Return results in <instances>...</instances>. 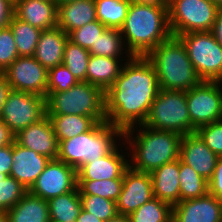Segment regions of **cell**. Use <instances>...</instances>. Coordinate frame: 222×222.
Segmentation results:
<instances>
[{
  "label": "cell",
  "mask_w": 222,
  "mask_h": 222,
  "mask_svg": "<svg viewBox=\"0 0 222 222\" xmlns=\"http://www.w3.org/2000/svg\"><path fill=\"white\" fill-rule=\"evenodd\" d=\"M130 4L143 5L159 9H169L168 0H129Z\"/></svg>",
  "instance_id": "45"
},
{
  "label": "cell",
  "mask_w": 222,
  "mask_h": 222,
  "mask_svg": "<svg viewBox=\"0 0 222 222\" xmlns=\"http://www.w3.org/2000/svg\"><path fill=\"white\" fill-rule=\"evenodd\" d=\"M12 144L0 148V174L10 176L12 168Z\"/></svg>",
  "instance_id": "42"
},
{
  "label": "cell",
  "mask_w": 222,
  "mask_h": 222,
  "mask_svg": "<svg viewBox=\"0 0 222 222\" xmlns=\"http://www.w3.org/2000/svg\"><path fill=\"white\" fill-rule=\"evenodd\" d=\"M196 133L219 157H222V120L199 127Z\"/></svg>",
  "instance_id": "40"
},
{
  "label": "cell",
  "mask_w": 222,
  "mask_h": 222,
  "mask_svg": "<svg viewBox=\"0 0 222 222\" xmlns=\"http://www.w3.org/2000/svg\"><path fill=\"white\" fill-rule=\"evenodd\" d=\"M3 73L11 90L47 97L48 70L34 56H19Z\"/></svg>",
  "instance_id": "12"
},
{
  "label": "cell",
  "mask_w": 222,
  "mask_h": 222,
  "mask_svg": "<svg viewBox=\"0 0 222 222\" xmlns=\"http://www.w3.org/2000/svg\"><path fill=\"white\" fill-rule=\"evenodd\" d=\"M76 222H103L99 218L95 217L93 214L81 209Z\"/></svg>",
  "instance_id": "48"
},
{
  "label": "cell",
  "mask_w": 222,
  "mask_h": 222,
  "mask_svg": "<svg viewBox=\"0 0 222 222\" xmlns=\"http://www.w3.org/2000/svg\"><path fill=\"white\" fill-rule=\"evenodd\" d=\"M192 126L199 127L222 120V81H204L186 91Z\"/></svg>",
  "instance_id": "11"
},
{
  "label": "cell",
  "mask_w": 222,
  "mask_h": 222,
  "mask_svg": "<svg viewBox=\"0 0 222 222\" xmlns=\"http://www.w3.org/2000/svg\"><path fill=\"white\" fill-rule=\"evenodd\" d=\"M47 116L46 98L37 94L11 90L2 107L0 119L16 135Z\"/></svg>",
  "instance_id": "10"
},
{
  "label": "cell",
  "mask_w": 222,
  "mask_h": 222,
  "mask_svg": "<svg viewBox=\"0 0 222 222\" xmlns=\"http://www.w3.org/2000/svg\"><path fill=\"white\" fill-rule=\"evenodd\" d=\"M28 192L19 181L6 174H0V211L11 209Z\"/></svg>",
  "instance_id": "36"
},
{
  "label": "cell",
  "mask_w": 222,
  "mask_h": 222,
  "mask_svg": "<svg viewBox=\"0 0 222 222\" xmlns=\"http://www.w3.org/2000/svg\"><path fill=\"white\" fill-rule=\"evenodd\" d=\"M123 186V178L102 180H77L80 195H97L117 201Z\"/></svg>",
  "instance_id": "33"
},
{
  "label": "cell",
  "mask_w": 222,
  "mask_h": 222,
  "mask_svg": "<svg viewBox=\"0 0 222 222\" xmlns=\"http://www.w3.org/2000/svg\"><path fill=\"white\" fill-rule=\"evenodd\" d=\"M180 201L195 199L208 193V181L179 158Z\"/></svg>",
  "instance_id": "30"
},
{
  "label": "cell",
  "mask_w": 222,
  "mask_h": 222,
  "mask_svg": "<svg viewBox=\"0 0 222 222\" xmlns=\"http://www.w3.org/2000/svg\"><path fill=\"white\" fill-rule=\"evenodd\" d=\"M143 125L181 136L196 133L187 108L186 91L160 89Z\"/></svg>",
  "instance_id": "7"
},
{
  "label": "cell",
  "mask_w": 222,
  "mask_h": 222,
  "mask_svg": "<svg viewBox=\"0 0 222 222\" xmlns=\"http://www.w3.org/2000/svg\"><path fill=\"white\" fill-rule=\"evenodd\" d=\"M218 7L210 0H170L169 26L172 36L212 31Z\"/></svg>",
  "instance_id": "8"
},
{
  "label": "cell",
  "mask_w": 222,
  "mask_h": 222,
  "mask_svg": "<svg viewBox=\"0 0 222 222\" xmlns=\"http://www.w3.org/2000/svg\"><path fill=\"white\" fill-rule=\"evenodd\" d=\"M152 198L150 173L139 172L129 166L123 174L122 190L116 201L118 214L128 216Z\"/></svg>",
  "instance_id": "14"
},
{
  "label": "cell",
  "mask_w": 222,
  "mask_h": 222,
  "mask_svg": "<svg viewBox=\"0 0 222 222\" xmlns=\"http://www.w3.org/2000/svg\"><path fill=\"white\" fill-rule=\"evenodd\" d=\"M218 158L197 133L182 136L180 159L207 181L213 176Z\"/></svg>",
  "instance_id": "17"
},
{
  "label": "cell",
  "mask_w": 222,
  "mask_h": 222,
  "mask_svg": "<svg viewBox=\"0 0 222 222\" xmlns=\"http://www.w3.org/2000/svg\"><path fill=\"white\" fill-rule=\"evenodd\" d=\"M208 193L222 201V157H219L212 178L208 181Z\"/></svg>",
  "instance_id": "41"
},
{
  "label": "cell",
  "mask_w": 222,
  "mask_h": 222,
  "mask_svg": "<svg viewBox=\"0 0 222 222\" xmlns=\"http://www.w3.org/2000/svg\"><path fill=\"white\" fill-rule=\"evenodd\" d=\"M13 10L14 0H0V28L8 26Z\"/></svg>",
  "instance_id": "43"
},
{
  "label": "cell",
  "mask_w": 222,
  "mask_h": 222,
  "mask_svg": "<svg viewBox=\"0 0 222 222\" xmlns=\"http://www.w3.org/2000/svg\"><path fill=\"white\" fill-rule=\"evenodd\" d=\"M136 127L133 126L123 131V139H121L125 141L122 142V145L127 142L128 147L130 146L129 148L132 150L127 156L131 158L129 166L132 169L152 173L158 167L180 158L182 140L180 134L151 129L143 124L136 125ZM133 134L136 136L133 137Z\"/></svg>",
  "instance_id": "2"
},
{
  "label": "cell",
  "mask_w": 222,
  "mask_h": 222,
  "mask_svg": "<svg viewBox=\"0 0 222 222\" xmlns=\"http://www.w3.org/2000/svg\"><path fill=\"white\" fill-rule=\"evenodd\" d=\"M146 57L156 70L160 89L188 91L202 81L176 36L160 43Z\"/></svg>",
  "instance_id": "4"
},
{
  "label": "cell",
  "mask_w": 222,
  "mask_h": 222,
  "mask_svg": "<svg viewBox=\"0 0 222 222\" xmlns=\"http://www.w3.org/2000/svg\"><path fill=\"white\" fill-rule=\"evenodd\" d=\"M47 115H81L96 122L106 121L105 92L98 86L80 81L70 89L46 97Z\"/></svg>",
  "instance_id": "6"
},
{
  "label": "cell",
  "mask_w": 222,
  "mask_h": 222,
  "mask_svg": "<svg viewBox=\"0 0 222 222\" xmlns=\"http://www.w3.org/2000/svg\"><path fill=\"white\" fill-rule=\"evenodd\" d=\"M168 11L169 9L130 4L120 31L132 56H147L172 36Z\"/></svg>",
  "instance_id": "3"
},
{
  "label": "cell",
  "mask_w": 222,
  "mask_h": 222,
  "mask_svg": "<svg viewBox=\"0 0 222 222\" xmlns=\"http://www.w3.org/2000/svg\"><path fill=\"white\" fill-rule=\"evenodd\" d=\"M212 1L218 8L222 7V0H210Z\"/></svg>",
  "instance_id": "52"
},
{
  "label": "cell",
  "mask_w": 222,
  "mask_h": 222,
  "mask_svg": "<svg viewBox=\"0 0 222 222\" xmlns=\"http://www.w3.org/2000/svg\"><path fill=\"white\" fill-rule=\"evenodd\" d=\"M10 91L11 89L4 73L0 72V114L2 111V107L4 106V103L6 102L7 95Z\"/></svg>",
  "instance_id": "47"
},
{
  "label": "cell",
  "mask_w": 222,
  "mask_h": 222,
  "mask_svg": "<svg viewBox=\"0 0 222 222\" xmlns=\"http://www.w3.org/2000/svg\"><path fill=\"white\" fill-rule=\"evenodd\" d=\"M90 55L88 50L68 40L65 45L62 64L68 68L79 82L86 81Z\"/></svg>",
  "instance_id": "34"
},
{
  "label": "cell",
  "mask_w": 222,
  "mask_h": 222,
  "mask_svg": "<svg viewBox=\"0 0 222 222\" xmlns=\"http://www.w3.org/2000/svg\"><path fill=\"white\" fill-rule=\"evenodd\" d=\"M68 34L59 27L42 30L34 58L47 70L62 64Z\"/></svg>",
  "instance_id": "21"
},
{
  "label": "cell",
  "mask_w": 222,
  "mask_h": 222,
  "mask_svg": "<svg viewBox=\"0 0 222 222\" xmlns=\"http://www.w3.org/2000/svg\"><path fill=\"white\" fill-rule=\"evenodd\" d=\"M105 92L106 121L125 131L147 119L160 87L152 62L146 56H132Z\"/></svg>",
  "instance_id": "1"
},
{
  "label": "cell",
  "mask_w": 222,
  "mask_h": 222,
  "mask_svg": "<svg viewBox=\"0 0 222 222\" xmlns=\"http://www.w3.org/2000/svg\"><path fill=\"white\" fill-rule=\"evenodd\" d=\"M122 66V60L90 55L86 82L98 86L106 92L118 77Z\"/></svg>",
  "instance_id": "25"
},
{
  "label": "cell",
  "mask_w": 222,
  "mask_h": 222,
  "mask_svg": "<svg viewBox=\"0 0 222 222\" xmlns=\"http://www.w3.org/2000/svg\"><path fill=\"white\" fill-rule=\"evenodd\" d=\"M177 37L202 80L222 81V47L211 31L185 33Z\"/></svg>",
  "instance_id": "9"
},
{
  "label": "cell",
  "mask_w": 222,
  "mask_h": 222,
  "mask_svg": "<svg viewBox=\"0 0 222 222\" xmlns=\"http://www.w3.org/2000/svg\"><path fill=\"white\" fill-rule=\"evenodd\" d=\"M172 206L158 198H152L131 212L130 222H172Z\"/></svg>",
  "instance_id": "32"
},
{
  "label": "cell",
  "mask_w": 222,
  "mask_h": 222,
  "mask_svg": "<svg viewBox=\"0 0 222 222\" xmlns=\"http://www.w3.org/2000/svg\"><path fill=\"white\" fill-rule=\"evenodd\" d=\"M53 125L58 140L71 139L89 131L97 122L88 116L81 115H47Z\"/></svg>",
  "instance_id": "27"
},
{
  "label": "cell",
  "mask_w": 222,
  "mask_h": 222,
  "mask_svg": "<svg viewBox=\"0 0 222 222\" xmlns=\"http://www.w3.org/2000/svg\"><path fill=\"white\" fill-rule=\"evenodd\" d=\"M0 222H8L6 211H0Z\"/></svg>",
  "instance_id": "50"
},
{
  "label": "cell",
  "mask_w": 222,
  "mask_h": 222,
  "mask_svg": "<svg viewBox=\"0 0 222 222\" xmlns=\"http://www.w3.org/2000/svg\"><path fill=\"white\" fill-rule=\"evenodd\" d=\"M150 176L155 198L172 207L180 202L179 159L158 167Z\"/></svg>",
  "instance_id": "22"
},
{
  "label": "cell",
  "mask_w": 222,
  "mask_h": 222,
  "mask_svg": "<svg viewBox=\"0 0 222 222\" xmlns=\"http://www.w3.org/2000/svg\"><path fill=\"white\" fill-rule=\"evenodd\" d=\"M78 82L64 64L57 65L48 70L47 96L52 92L66 91Z\"/></svg>",
  "instance_id": "38"
},
{
  "label": "cell",
  "mask_w": 222,
  "mask_h": 222,
  "mask_svg": "<svg viewBox=\"0 0 222 222\" xmlns=\"http://www.w3.org/2000/svg\"><path fill=\"white\" fill-rule=\"evenodd\" d=\"M82 209L103 222L118 215L116 202L97 195H80Z\"/></svg>",
  "instance_id": "35"
},
{
  "label": "cell",
  "mask_w": 222,
  "mask_h": 222,
  "mask_svg": "<svg viewBox=\"0 0 222 222\" xmlns=\"http://www.w3.org/2000/svg\"><path fill=\"white\" fill-rule=\"evenodd\" d=\"M8 26L13 33L18 55L21 57L34 56L42 30L16 18L14 15L10 18Z\"/></svg>",
  "instance_id": "28"
},
{
  "label": "cell",
  "mask_w": 222,
  "mask_h": 222,
  "mask_svg": "<svg viewBox=\"0 0 222 222\" xmlns=\"http://www.w3.org/2000/svg\"><path fill=\"white\" fill-rule=\"evenodd\" d=\"M15 141L19 145L46 156L50 160L58 157L59 141L48 116L17 133Z\"/></svg>",
  "instance_id": "15"
},
{
  "label": "cell",
  "mask_w": 222,
  "mask_h": 222,
  "mask_svg": "<svg viewBox=\"0 0 222 222\" xmlns=\"http://www.w3.org/2000/svg\"><path fill=\"white\" fill-rule=\"evenodd\" d=\"M117 146L106 156L86 162L77 169V180H102L123 178L129 167L123 148ZM121 150V152L119 150ZM123 153V154H122Z\"/></svg>",
  "instance_id": "18"
},
{
  "label": "cell",
  "mask_w": 222,
  "mask_h": 222,
  "mask_svg": "<svg viewBox=\"0 0 222 222\" xmlns=\"http://www.w3.org/2000/svg\"><path fill=\"white\" fill-rule=\"evenodd\" d=\"M13 15L40 30L57 27V5L50 0H14Z\"/></svg>",
  "instance_id": "20"
},
{
  "label": "cell",
  "mask_w": 222,
  "mask_h": 222,
  "mask_svg": "<svg viewBox=\"0 0 222 222\" xmlns=\"http://www.w3.org/2000/svg\"><path fill=\"white\" fill-rule=\"evenodd\" d=\"M15 142V134L13 131L0 119V148L11 145Z\"/></svg>",
  "instance_id": "44"
},
{
  "label": "cell",
  "mask_w": 222,
  "mask_h": 222,
  "mask_svg": "<svg viewBox=\"0 0 222 222\" xmlns=\"http://www.w3.org/2000/svg\"><path fill=\"white\" fill-rule=\"evenodd\" d=\"M77 188V170L58 159L50 160L28 190L44 200L66 194Z\"/></svg>",
  "instance_id": "13"
},
{
  "label": "cell",
  "mask_w": 222,
  "mask_h": 222,
  "mask_svg": "<svg viewBox=\"0 0 222 222\" xmlns=\"http://www.w3.org/2000/svg\"><path fill=\"white\" fill-rule=\"evenodd\" d=\"M106 28L105 25L96 20L71 31L68 38L72 43L89 51Z\"/></svg>",
  "instance_id": "37"
},
{
  "label": "cell",
  "mask_w": 222,
  "mask_h": 222,
  "mask_svg": "<svg viewBox=\"0 0 222 222\" xmlns=\"http://www.w3.org/2000/svg\"><path fill=\"white\" fill-rule=\"evenodd\" d=\"M57 27L71 31L97 20L95 0H76L57 5Z\"/></svg>",
  "instance_id": "23"
},
{
  "label": "cell",
  "mask_w": 222,
  "mask_h": 222,
  "mask_svg": "<svg viewBox=\"0 0 222 222\" xmlns=\"http://www.w3.org/2000/svg\"><path fill=\"white\" fill-rule=\"evenodd\" d=\"M54 1L56 2V5H61V4L76 1V0H54Z\"/></svg>",
  "instance_id": "51"
},
{
  "label": "cell",
  "mask_w": 222,
  "mask_h": 222,
  "mask_svg": "<svg viewBox=\"0 0 222 222\" xmlns=\"http://www.w3.org/2000/svg\"><path fill=\"white\" fill-rule=\"evenodd\" d=\"M8 222H50L48 201L29 191L7 211Z\"/></svg>",
  "instance_id": "24"
},
{
  "label": "cell",
  "mask_w": 222,
  "mask_h": 222,
  "mask_svg": "<svg viewBox=\"0 0 222 222\" xmlns=\"http://www.w3.org/2000/svg\"><path fill=\"white\" fill-rule=\"evenodd\" d=\"M19 57L9 26L0 28V72H4Z\"/></svg>",
  "instance_id": "39"
},
{
  "label": "cell",
  "mask_w": 222,
  "mask_h": 222,
  "mask_svg": "<svg viewBox=\"0 0 222 222\" xmlns=\"http://www.w3.org/2000/svg\"><path fill=\"white\" fill-rule=\"evenodd\" d=\"M124 47L125 43L120 29L106 28L89 52L91 55L129 60L132 55L126 50L127 48ZM123 53L128 56L127 59H122Z\"/></svg>",
  "instance_id": "29"
},
{
  "label": "cell",
  "mask_w": 222,
  "mask_h": 222,
  "mask_svg": "<svg viewBox=\"0 0 222 222\" xmlns=\"http://www.w3.org/2000/svg\"><path fill=\"white\" fill-rule=\"evenodd\" d=\"M123 138V131L108 123L97 122L89 131L71 139L58 140L59 153L57 159L78 169L86 162H91L109 154ZM117 142V143H116Z\"/></svg>",
  "instance_id": "5"
},
{
  "label": "cell",
  "mask_w": 222,
  "mask_h": 222,
  "mask_svg": "<svg viewBox=\"0 0 222 222\" xmlns=\"http://www.w3.org/2000/svg\"><path fill=\"white\" fill-rule=\"evenodd\" d=\"M50 220L54 222H76L82 209L78 187L71 192L48 200Z\"/></svg>",
  "instance_id": "26"
},
{
  "label": "cell",
  "mask_w": 222,
  "mask_h": 222,
  "mask_svg": "<svg viewBox=\"0 0 222 222\" xmlns=\"http://www.w3.org/2000/svg\"><path fill=\"white\" fill-rule=\"evenodd\" d=\"M211 32L222 47V7L218 8L217 17Z\"/></svg>",
  "instance_id": "46"
},
{
  "label": "cell",
  "mask_w": 222,
  "mask_h": 222,
  "mask_svg": "<svg viewBox=\"0 0 222 222\" xmlns=\"http://www.w3.org/2000/svg\"><path fill=\"white\" fill-rule=\"evenodd\" d=\"M12 161L10 176L29 190L38 176L44 171L50 159L19 145L15 141L12 144Z\"/></svg>",
  "instance_id": "19"
},
{
  "label": "cell",
  "mask_w": 222,
  "mask_h": 222,
  "mask_svg": "<svg viewBox=\"0 0 222 222\" xmlns=\"http://www.w3.org/2000/svg\"><path fill=\"white\" fill-rule=\"evenodd\" d=\"M222 201L205 196L180 201L172 208V222H221Z\"/></svg>",
  "instance_id": "16"
},
{
  "label": "cell",
  "mask_w": 222,
  "mask_h": 222,
  "mask_svg": "<svg viewBox=\"0 0 222 222\" xmlns=\"http://www.w3.org/2000/svg\"><path fill=\"white\" fill-rule=\"evenodd\" d=\"M96 17L107 28L120 29L130 6L129 0H95Z\"/></svg>",
  "instance_id": "31"
},
{
  "label": "cell",
  "mask_w": 222,
  "mask_h": 222,
  "mask_svg": "<svg viewBox=\"0 0 222 222\" xmlns=\"http://www.w3.org/2000/svg\"><path fill=\"white\" fill-rule=\"evenodd\" d=\"M106 222H130L129 217L127 215L118 214L114 218L106 221Z\"/></svg>",
  "instance_id": "49"
}]
</instances>
